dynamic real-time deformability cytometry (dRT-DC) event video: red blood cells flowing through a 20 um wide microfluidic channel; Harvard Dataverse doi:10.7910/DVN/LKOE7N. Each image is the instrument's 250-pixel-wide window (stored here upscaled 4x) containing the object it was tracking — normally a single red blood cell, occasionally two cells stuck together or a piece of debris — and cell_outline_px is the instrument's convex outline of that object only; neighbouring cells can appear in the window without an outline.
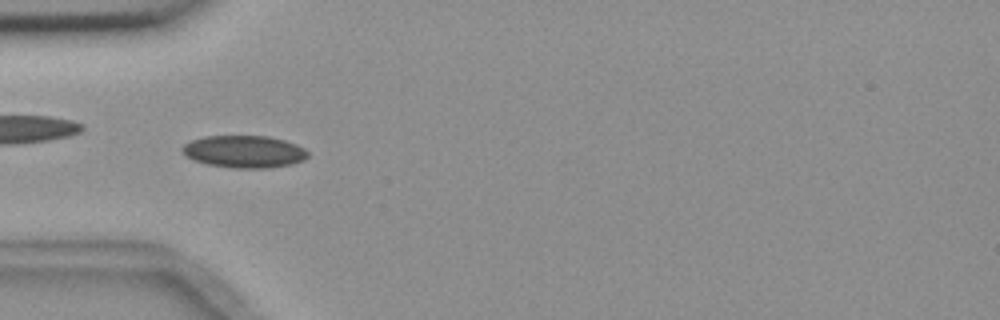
{"species": "common noctule bat (a hibernating species)", "species_latin": "Nyctalus noctula", "temperature_condition": "room temperature", "stored_images_in_passage": 6, "camera_frame_rate_fps": 3000, "um_per_image_px": 0.085, "animal": {"sex": "female", "body_mass_g": 18.4}, "frame": {"image": 1, "passage_image": 5, "time_ms": 5.667, "image_size_px": [1000, 320], "cell_outline_px": [[308, 156], [304, 160], [292, 164], [268, 168], [232, 168], [208, 164], [196, 160], [188, 156], [180, 148], [184, 144], [192, 140], [204, 136], [268, 136], [284, 140], [296, 144], [304, 148], [308, 152]], "centroid_in_image_um": [20.79, 12.88], "position_along_channel_um": 64.2, "area_um2": 23.52}}